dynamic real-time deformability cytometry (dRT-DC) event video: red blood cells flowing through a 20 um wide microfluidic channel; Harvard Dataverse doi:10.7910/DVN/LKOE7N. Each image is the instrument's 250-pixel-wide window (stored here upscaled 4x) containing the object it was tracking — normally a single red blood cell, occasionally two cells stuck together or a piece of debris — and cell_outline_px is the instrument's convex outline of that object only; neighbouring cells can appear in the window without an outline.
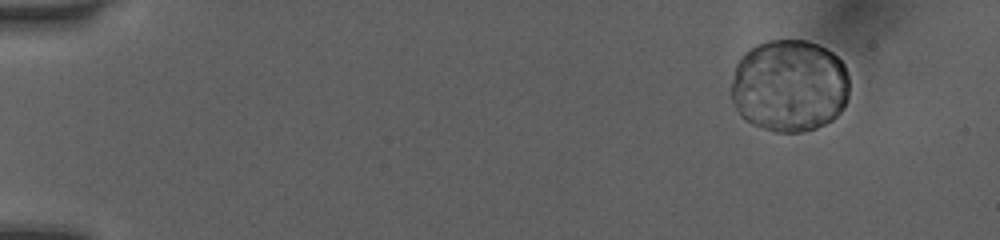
{"species": "human", "species_latin": "Homo sapiens", "temperature_condition": "room temperature", "stored_images_in_passage": 20, "camera_frame_rate_fps": 3000, "um_per_image_px": 0.085, "donor": {"sex": "female"}, "frame": {"image": 1, "passage_image": 3, "time_ms": 0.667, "image_size_px": [1000, 240], "cell_outline_px": [[848, 96], [840, 112], [832, 120], [816, 128], [800, 132], [776, 132], [752, 124], [740, 116], [732, 100], [732, 80], [736, 64], [744, 52], [756, 44], [772, 40], [804, 40], [816, 44], [832, 52], [844, 64], [848, 76]], "centroid_in_image_um": [67.09, 7.29], "position_along_channel_um": 17.9, "area_um2": 63.87}}
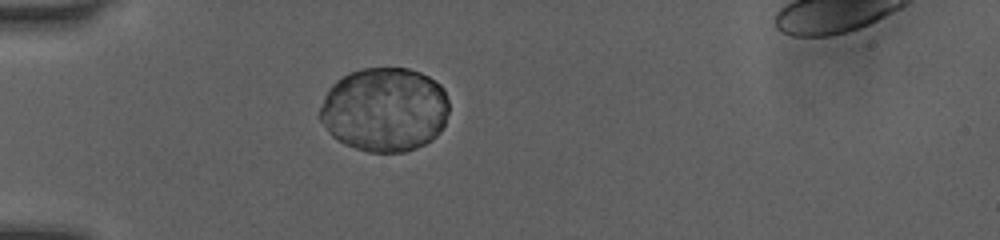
{"frame": {"image": 2, "passage_image": 13, "time_ms": 4.0, "image_size_px": [1000, 240], "cell_outline_px": [[448, 112], [444, 124], [440, 132], [432, 140], [416, 148], [404, 152], [368, 152], [344, 144], [332, 136], [320, 120], [320, 108], [324, 96], [328, 88], [336, 80], [352, 72], [364, 68], [408, 68], [420, 72], [428, 76], [440, 84], [444, 88], [448, 100]], "centroid_in_image_um": [32.7, 9.31], "position_along_channel_um": 52.3, "area_um2": 63.64}}
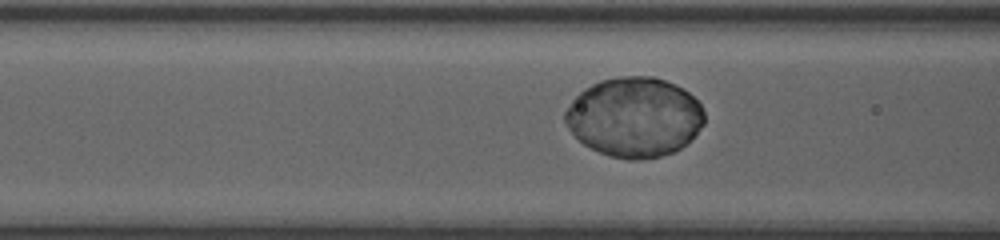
{"frame": {"image": 3, "passage_image": 18, "time_ms": 5.667, "image_size_px": [1000, 240], "cell_outline_px": [[704, 124], [680, 148], [672, 152], [660, 156], [636, 160], [628, 160], [608, 156], [584, 144], [568, 128], [564, 120], [564, 112], [572, 100], [584, 88], [600, 80], [620, 76], [652, 76], [664, 80], [684, 88], [700, 104], [704, 112]], "centroid_in_image_um": [53.91, 9.94], "position_along_channel_um": 112.7, "area_um2": 64.45}}